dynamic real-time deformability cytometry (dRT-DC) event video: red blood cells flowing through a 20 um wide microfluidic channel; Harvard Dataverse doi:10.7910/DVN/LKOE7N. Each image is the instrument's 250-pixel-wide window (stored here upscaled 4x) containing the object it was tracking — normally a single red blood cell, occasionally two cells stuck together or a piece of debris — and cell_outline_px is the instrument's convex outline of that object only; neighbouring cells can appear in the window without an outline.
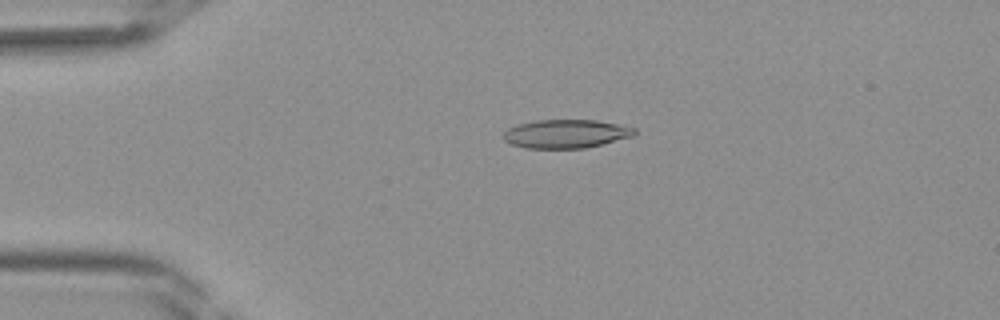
{"species": "Egyptian fruit bat (a non-hibernating species)", "species_latin": "Rousettus aegyptiacus", "temperature_condition": "room temperature", "stored_images_in_passage": 41, "camera_frame_rate_fps": 3000, "um_per_image_px": 0.085, "frame": {"image": 1, "passage_image": 9, "time_ms": 2.667, "image_size_px": [1000, 320], "cell_outline_px": [[636, 132], [632, 136], [584, 148], [524, 148], [512, 144], [504, 140], [500, 136], [508, 128], [520, 124], [536, 120], [596, 120], [636, 128]], "centroid_in_image_um": [48.05, 11.37], "position_along_channel_um": 36.9, "area_um2": 21.62}}
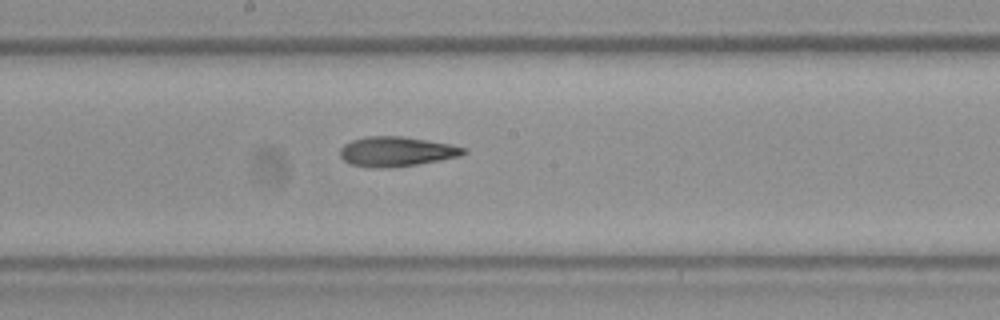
{"frame": {"image": 2, "passage_image": 22, "time_ms": 7.0, "image_size_px": [1000, 320], "cell_outline_px": [[468, 152], [460, 156], [440, 160], [416, 164], [388, 168], [372, 168], [348, 164], [340, 156], [340, 148], [344, 144], [352, 140], [364, 136], [400, 136], [448, 144], [464, 148]], "centroid_in_image_um": [33.63, 12.89], "position_along_channel_um": 214.6, "area_um2": 21.33}}
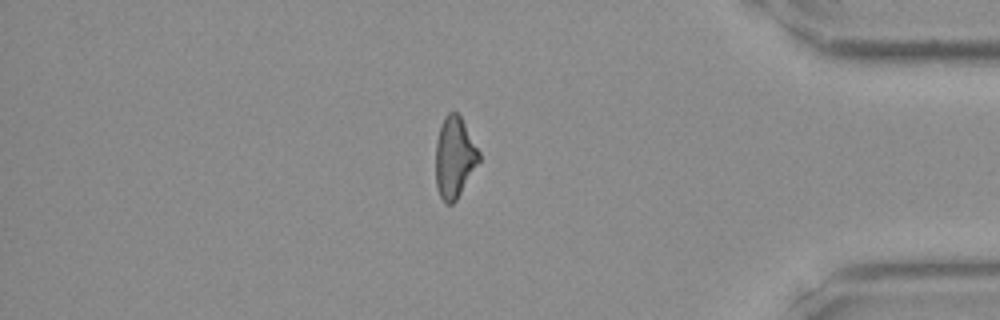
{"frame": {"image": 3, "passage_image": 35, "time_ms": 11.333, "image_size_px": [1000, 320], "cell_outline_px": [[480, 160], [456, 200], [452, 204], [444, 204], [440, 196], [436, 184], [436, 140], [440, 124], [444, 116], [448, 112], [456, 112], [460, 116], [480, 152]], "centroid_in_image_um": [38.61, 13.37], "position_along_channel_um": 396.6, "area_um2": 20.4}}